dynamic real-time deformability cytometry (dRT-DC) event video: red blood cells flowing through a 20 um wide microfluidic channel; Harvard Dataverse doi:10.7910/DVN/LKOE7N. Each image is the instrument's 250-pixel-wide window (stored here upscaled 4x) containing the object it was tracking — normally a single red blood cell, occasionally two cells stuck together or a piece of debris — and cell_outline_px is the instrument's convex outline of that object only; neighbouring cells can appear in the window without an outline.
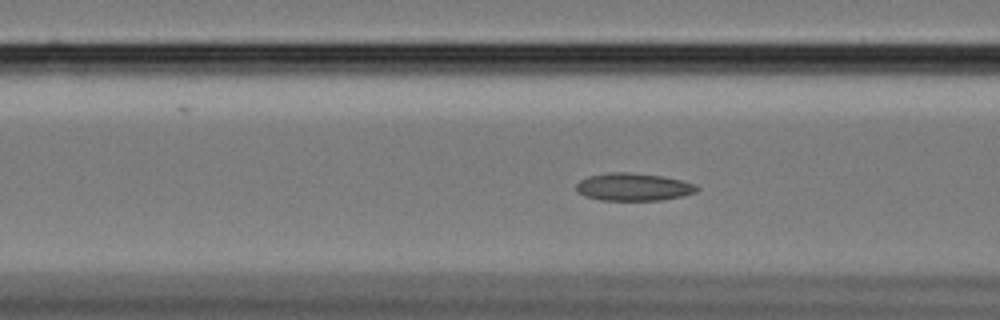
{"species": "Egyptian fruit bat (a non-hibernating species)", "species_latin": "Rousettus aegyptiacus", "temperature_condition": "cold", "stored_images_in_passage": 57, "camera_frame_rate_fps": 3000, "um_per_image_px": 0.085, "animal": {"sex": "female"}, "frame": {"image": 1, "passage_image": 21, "time_ms": 6.667, "image_size_px": [1000, 320], "cell_outline_px": [[700, 188], [696, 192], [680, 196], [660, 200], [600, 200], [584, 196], [576, 192], [576, 184], [580, 180], [588, 176], [608, 172], [628, 172], [660, 176], [680, 180], [696, 184]], "centroid_in_image_um": [53.8, 15.89], "position_along_channel_um": 112.8, "area_um2": 19.42}}
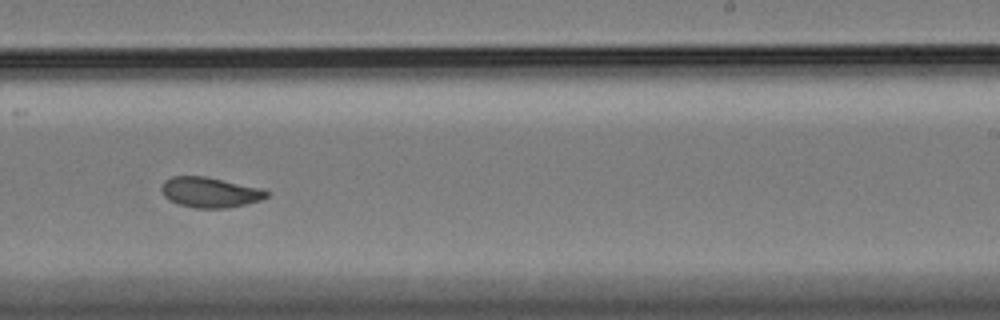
{"frame": {"image": 2, "passage_image": 35, "time_ms": 11.333, "image_size_px": [1000, 320], "cell_outline_px": [[268, 196], [260, 200], [228, 208], [196, 208], [176, 204], [168, 200], [164, 196], [160, 188], [164, 180], [172, 176], [204, 176], [260, 188], [268, 192]], "centroid_in_image_um": [17.78, 16.35], "position_along_channel_um": 271.2, "area_um2": 18.5}}
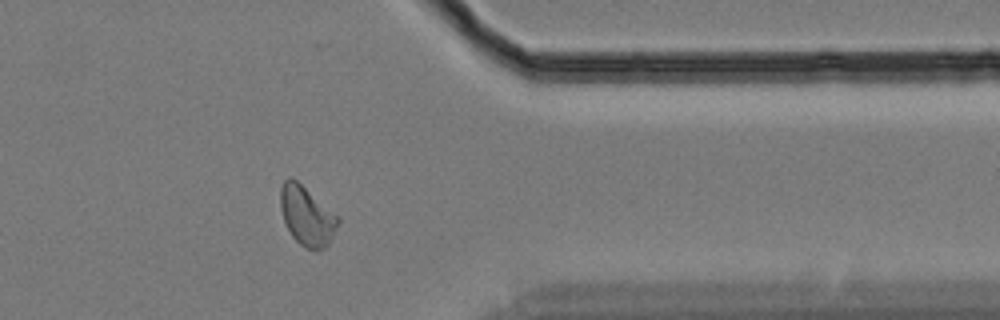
{"frame": {"image": 3, "passage_image": 46, "time_ms": 15.0, "image_size_px": [1000, 320], "cell_outline_px": [[340, 220], [328, 244], [324, 248], [316, 252], [300, 244], [292, 236], [284, 220], [280, 208], [280, 188], [284, 180], [288, 176], [296, 180], [340, 216]], "centroid_in_image_um": [26.09, 18.34], "position_along_channel_um": 385.3, "area_um2": 19.88}, "authors_computed_cell_mechanics": {"area_um2": 19.363, "velocity_mm_per_s": 3.3962, "shape_relaxation_time_tau1_ms": 5.2453, "shape_relaxation_time_tau2_ms": 1.4828, "deformation_change_tau1": 0.1298, "deformation_change_tau2": 0.0722}}